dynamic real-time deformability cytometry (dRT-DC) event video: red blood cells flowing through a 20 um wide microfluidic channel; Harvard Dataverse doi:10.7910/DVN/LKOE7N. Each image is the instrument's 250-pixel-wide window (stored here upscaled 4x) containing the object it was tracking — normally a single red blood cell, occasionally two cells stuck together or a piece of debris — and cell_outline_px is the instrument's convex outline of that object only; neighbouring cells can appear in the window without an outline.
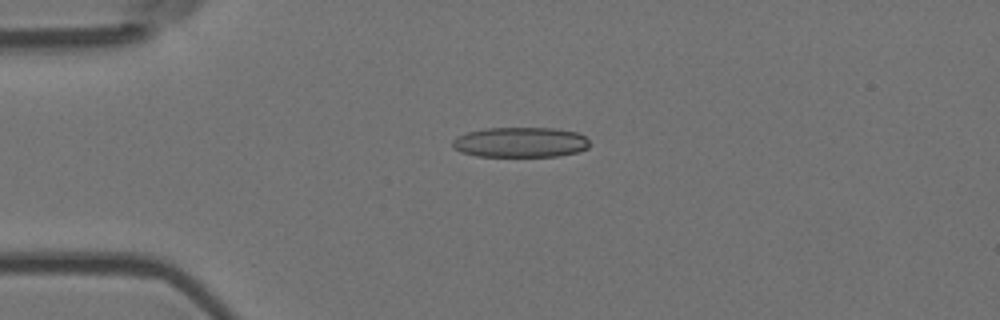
{"species": "Egyptian fruit bat (a non-hibernating species)", "species_latin": "Rousettus aegyptiacus", "temperature_condition": "room temperature", "stored_images_in_passage": 10, "camera_frame_rate_fps": 3000, "um_per_image_px": 0.085, "animal": {"sex": "female"}, "frame": {"image": 1, "passage_image": 3, "time_ms": 0.667, "image_size_px": [1000, 320], "cell_outline_px": [[588, 148], [576, 152], [556, 156], [476, 156], [460, 152], [452, 148], [452, 140], [456, 136], [468, 132], [484, 128], [556, 128], [576, 132], [584, 136], [588, 140]], "centroid_in_image_um": [44.18, 12.09], "position_along_channel_um": 40.8, "area_um2": 24.16}}
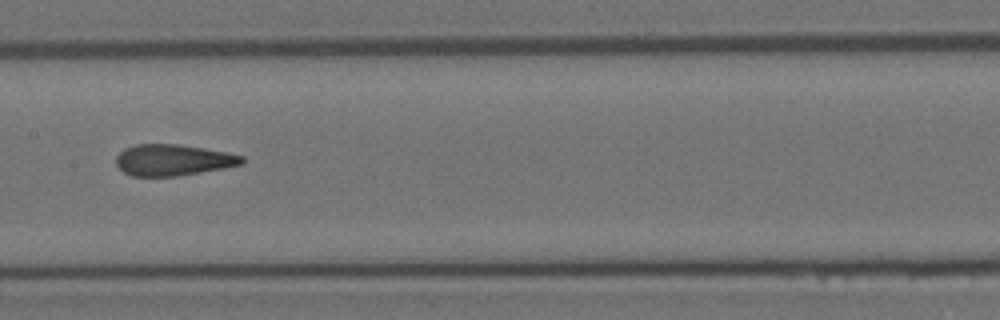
{"frame": {"image": 2, "passage_image": 7, "time_ms": 2.0, "image_size_px": [1000, 320], "cell_outline_px": [[244, 164], [224, 168], [176, 176], [132, 176], [124, 172], [116, 164], [116, 156], [124, 148], [136, 144], [180, 144], [204, 148], [244, 156]], "centroid_in_image_um": [14.7, 13.59], "position_along_channel_um": 192.7, "area_um2": 22.89}}
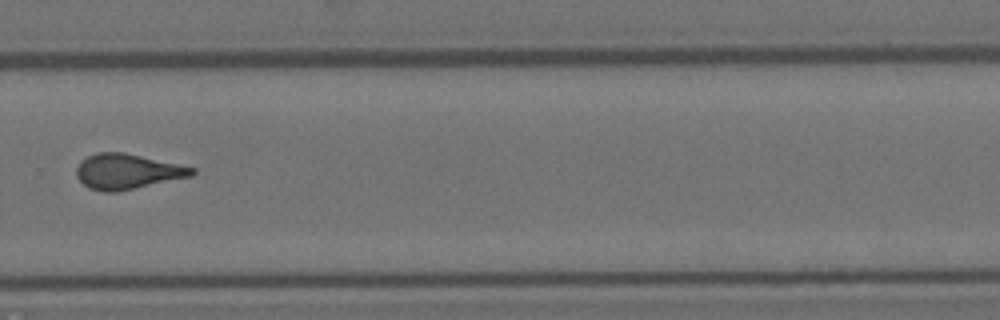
{"frame": {"image": 3, "passage_image": 10, "time_ms": 3.0, "image_size_px": [1000, 320], "cell_outline_px": [[196, 172], [192, 176], [116, 192], [104, 192], [88, 188], [76, 176], [76, 168], [80, 160], [96, 152], [124, 152], [196, 168]], "centroid_in_image_um": [10.79, 14.57], "position_along_channel_um": 319.0, "area_um2": 23.7}}